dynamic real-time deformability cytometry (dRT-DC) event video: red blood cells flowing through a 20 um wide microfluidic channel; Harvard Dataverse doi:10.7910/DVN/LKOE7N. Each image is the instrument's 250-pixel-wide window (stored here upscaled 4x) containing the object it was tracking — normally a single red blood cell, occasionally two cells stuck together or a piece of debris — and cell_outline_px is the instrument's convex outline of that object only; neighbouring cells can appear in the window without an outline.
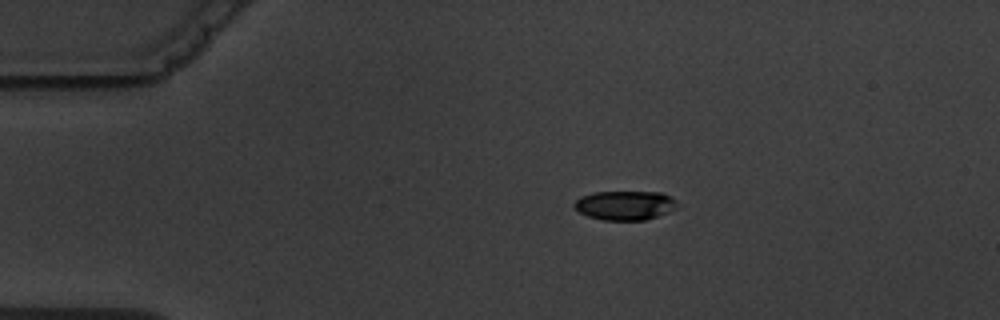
{"species": "common noctule bat (a hibernating species)", "species_latin": "Nyctalus noctula", "temperature_condition": "warm", "stored_images_in_passage": 2, "camera_frame_rate_fps": 3000, "um_per_image_px": 0.085, "animal": {"sex": "male", "body_mass_g": 19.5, "forearm_length_mm": 54.6}, "frame": {"image": 1, "passage_image": 1, "time_ms": 0.0, "image_size_px": [1000, 320], "cell_outline_px": [[680, 204], [668, 212], [644, 220], [604, 220], [588, 216], [580, 212], [572, 204], [580, 196], [592, 192], [660, 192], [672, 196]], "centroid_in_image_um": [53.13, 17.44], "position_along_channel_um": 31.9, "area_um2": 17.57}}